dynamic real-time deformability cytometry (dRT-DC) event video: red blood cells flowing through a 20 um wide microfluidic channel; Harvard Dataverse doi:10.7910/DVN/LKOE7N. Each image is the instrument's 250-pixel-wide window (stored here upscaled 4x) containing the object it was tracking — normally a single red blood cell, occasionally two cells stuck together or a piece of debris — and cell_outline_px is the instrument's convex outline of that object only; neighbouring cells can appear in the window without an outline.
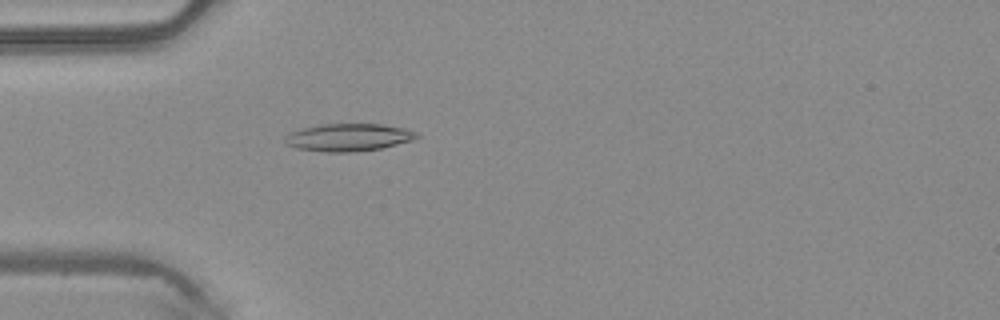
{"species": "common noctule bat (a hibernating species)", "species_latin": "Nyctalus noctula", "temperature_condition": "warm", "stored_images_in_passage": 37, "camera_frame_rate_fps": 3000, "um_per_image_px": 0.085, "animal": {"sex": "male", "body_mass_g": 20.4}, "frame": {"image": 1, "passage_image": 3, "time_ms": 0.667, "image_size_px": [1000, 320], "cell_outline_px": [[420, 136], [412, 140], [380, 148], [356, 152], [324, 152], [296, 148], [288, 144], [284, 140], [292, 132], [304, 128], [320, 124], [384, 124], [404, 128], [416, 132]], "centroid_in_image_um": [29.65, 11.68], "position_along_channel_um": 55.3, "area_um2": 20.92}}
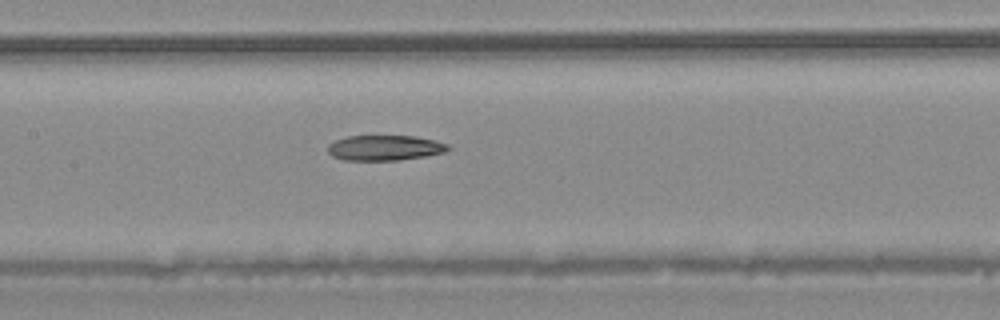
{"frame": {"image": 2, "passage_image": 12, "time_ms": 3.667, "image_size_px": [1000, 320], "cell_outline_px": [[452, 148], [444, 152], [428, 156], [400, 160], [344, 160], [332, 156], [328, 152], [328, 144], [336, 140], [348, 136], [416, 136], [448, 144]], "centroid_in_image_um": [32.72, 12.57], "position_along_channel_um": 174.7, "area_um2": 17.74}}
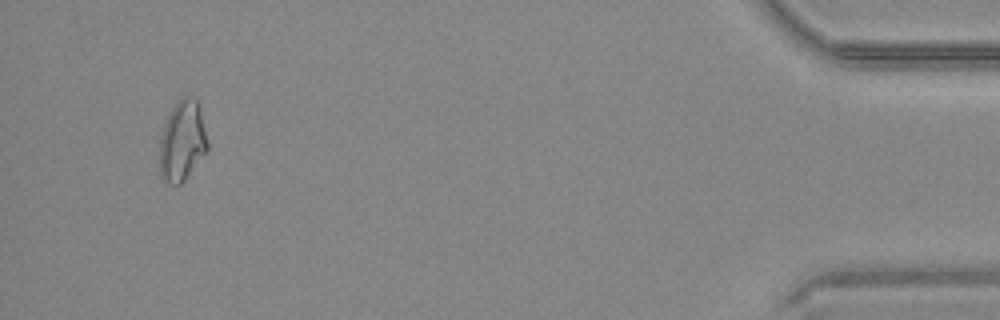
{"frame": {"image": 3, "passage_image": 35, "time_ms": 11.333, "image_size_px": [1000, 320], "cell_outline_px": [[208, 152], [184, 180], [180, 184], [168, 184], [160, 176], [160, 136], [168, 112], [184, 96], [192, 96], [196, 100], [200, 108], [208, 144]], "centroid_in_image_um": [15.49, 12.0], "position_along_channel_um": 419.7, "area_um2": 22.54}}